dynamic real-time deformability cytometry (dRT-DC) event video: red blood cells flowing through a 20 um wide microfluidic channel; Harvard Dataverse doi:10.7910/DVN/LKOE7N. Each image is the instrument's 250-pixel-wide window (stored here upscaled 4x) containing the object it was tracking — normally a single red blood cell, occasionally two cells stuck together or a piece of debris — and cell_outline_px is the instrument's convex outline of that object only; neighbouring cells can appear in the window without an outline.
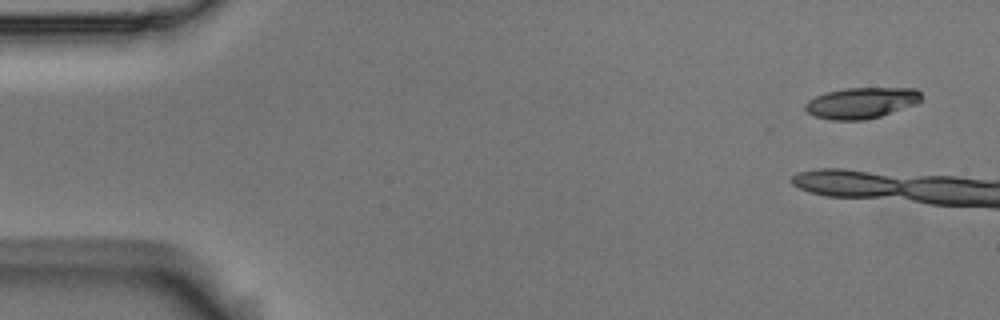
{"species": "Egyptian fruit bat (a non-hibernating species)", "species_latin": "Rousettus aegyptiacus", "temperature_condition": "room temperature", "stored_images_in_passage": 5, "camera_frame_rate_fps": 3000, "um_per_image_px": 0.085, "animal": {"sex": "male"}, "frame": {"image": 1, "passage_image": 1, "time_ms": 0.0, "image_size_px": [1000, 320], "cell_outline_px": [[920, 100], [916, 104], [880, 116], [864, 120], [832, 120], [816, 116], [808, 112], [804, 108], [804, 104], [808, 100], [824, 92], [844, 88], [916, 88], [920, 92]], "centroid_in_image_um": [73.19, 8.74], "position_along_channel_um": 11.8, "area_um2": 20.92}}